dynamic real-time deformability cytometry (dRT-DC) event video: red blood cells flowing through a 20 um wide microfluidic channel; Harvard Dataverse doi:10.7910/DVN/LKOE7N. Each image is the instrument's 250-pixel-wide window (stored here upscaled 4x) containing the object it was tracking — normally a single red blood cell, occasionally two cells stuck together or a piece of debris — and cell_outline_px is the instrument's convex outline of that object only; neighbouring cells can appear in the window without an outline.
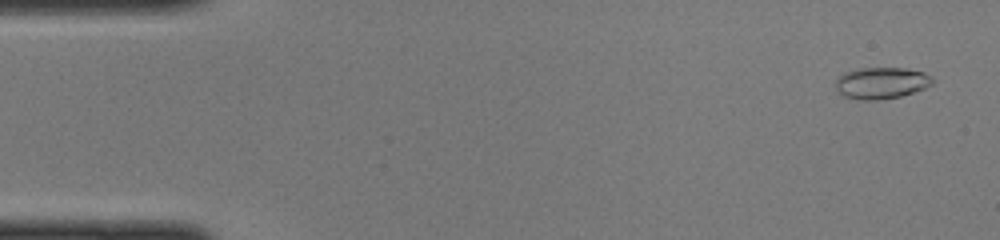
{"species": "common noctule bat (a hibernating species)", "species_latin": "Nyctalus noctula", "temperature_condition": "cold", "stored_images_in_passage": 46, "camera_frame_rate_fps": 3000, "um_per_image_px": 0.085, "animal": {"sex": "female", "body_mass_g": 22.0, "forearm_length_mm": 56.7}, "frame": {"image": 1, "passage_image": 2, "time_ms": 0.333, "image_size_px": [1000, 240], "cell_outline_px": [[932, 84], [924, 88], [900, 96], [876, 100], [860, 100], [844, 96], [836, 92], [836, 80], [844, 72], [860, 68], [908, 68], [924, 72], [932, 80]], "centroid_in_image_um": [74.87, 7.05], "position_along_channel_um": 10.1, "area_um2": 17.69}}
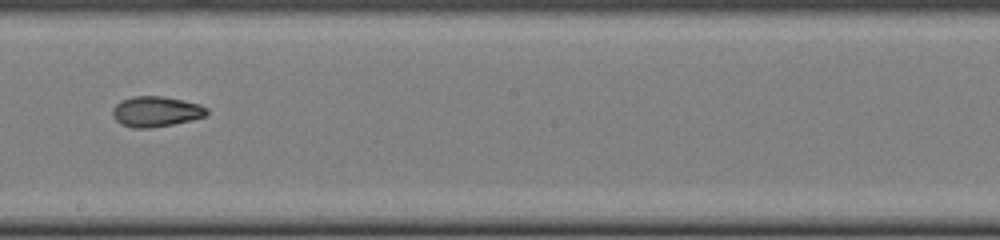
{"frame": {"image": 2, "passage_image": 26, "time_ms": 8.333, "image_size_px": [1000, 240], "cell_outline_px": [[208, 112], [204, 116], [192, 120], [172, 124], [148, 128], [132, 128], [120, 124], [112, 116], [112, 108], [120, 100], [132, 96], [164, 96], [184, 100], [200, 104], [208, 108]], "centroid_in_image_um": [13.23, 9.47], "position_along_channel_um": 235.0, "area_um2": 16.88}}
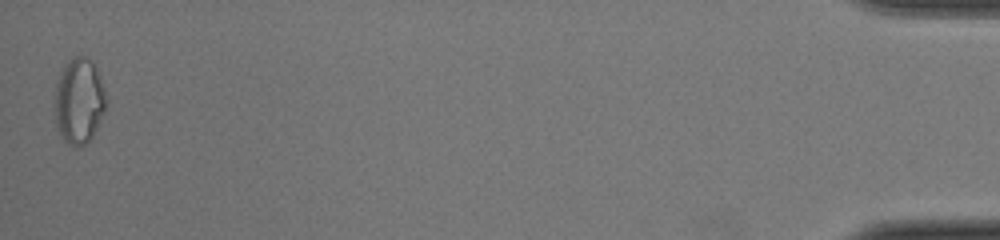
{"frame": {"image": 3, "passage_image": 46, "time_ms": 15.0, "image_size_px": [1000, 240], "cell_outline_px": [[108, 108], [92, 136], [84, 144], [76, 148], [68, 144], [64, 140], [56, 128], [56, 80], [64, 64], [72, 56], [84, 56], [92, 60], [96, 68], [108, 104]], "centroid_in_image_um": [6.73, 8.58], "position_along_channel_um": 428.5, "area_um2": 25.78}}